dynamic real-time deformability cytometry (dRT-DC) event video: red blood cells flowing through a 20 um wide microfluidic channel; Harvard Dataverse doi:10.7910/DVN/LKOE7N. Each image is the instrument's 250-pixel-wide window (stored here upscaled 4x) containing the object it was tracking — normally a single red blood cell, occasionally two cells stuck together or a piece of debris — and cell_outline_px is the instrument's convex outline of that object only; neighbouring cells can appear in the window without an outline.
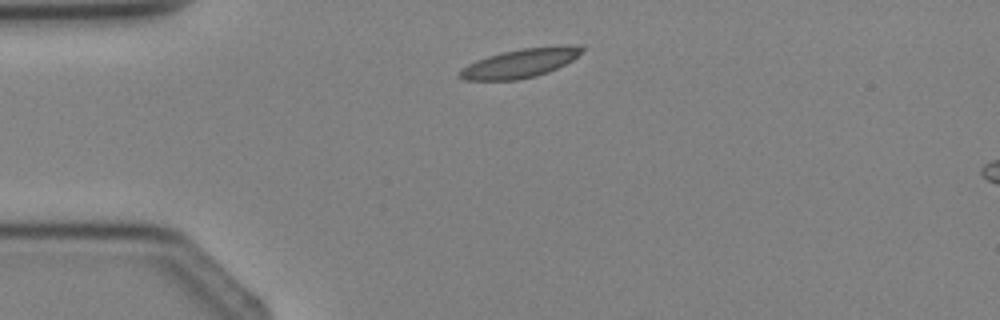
{"species": "Egyptian fruit bat (a non-hibernating species)", "species_latin": "Rousettus aegyptiacus", "temperature_condition": "cold", "stored_images_in_passage": 2, "segment_of_instrument_passage": [1, 2], "camera_frame_rate_fps": 3000, "um_per_image_px": 0.085, "animal": {"sex": "female"}, "frame": {"image": 1, "passage_image": 1, "time_ms": 0.0, "image_size_px": [1000, 320], "cell_outline_px": [[584, 48], [572, 60], [548, 72], [536, 76], [516, 80], [464, 80], [456, 76], [460, 68], [476, 60], [488, 56], [504, 52], [524, 48], [556, 44], [584, 44]], "centroid_in_image_um": [44.22, 5.35], "position_along_channel_um": 40.8, "area_um2": 20.87}}